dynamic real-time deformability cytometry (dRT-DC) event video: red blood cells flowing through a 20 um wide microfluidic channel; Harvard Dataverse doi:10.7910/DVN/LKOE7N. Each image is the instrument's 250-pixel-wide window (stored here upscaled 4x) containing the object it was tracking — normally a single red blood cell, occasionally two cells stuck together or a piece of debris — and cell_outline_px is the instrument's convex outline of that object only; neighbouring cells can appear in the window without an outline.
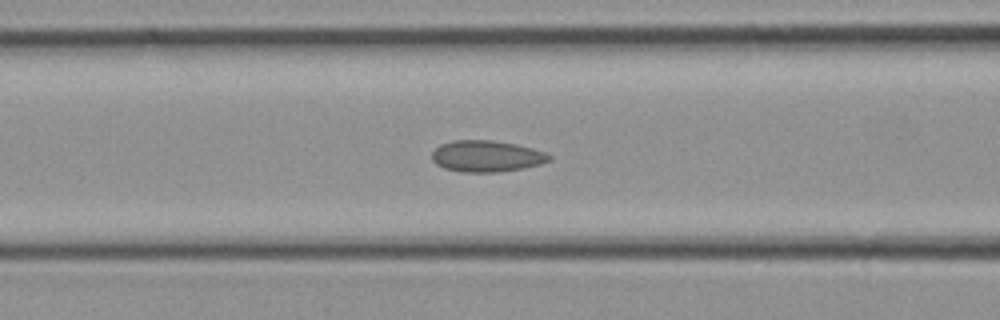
{"species": "common noctule bat (a hibernating species)", "species_latin": "Nyctalus noctula", "temperature_condition": "cold", "stored_images_in_passage": 32, "camera_frame_rate_fps": 3000, "um_per_image_px": 0.085, "animal": {"sex": "female", "body_mass_g": 21.9}, "frame": {"image": 1, "passage_image": 13, "time_ms": 4.0, "image_size_px": [1000, 320], "cell_outline_px": [[552, 160], [540, 164], [524, 168], [496, 172], [460, 172], [444, 168], [436, 164], [432, 160], [432, 152], [440, 144], [452, 140], [492, 140], [516, 144], [532, 148], [544, 152], [552, 156]], "centroid_in_image_um": [41.35, 13.27], "position_along_channel_um": 125.3, "area_um2": 21.56}}
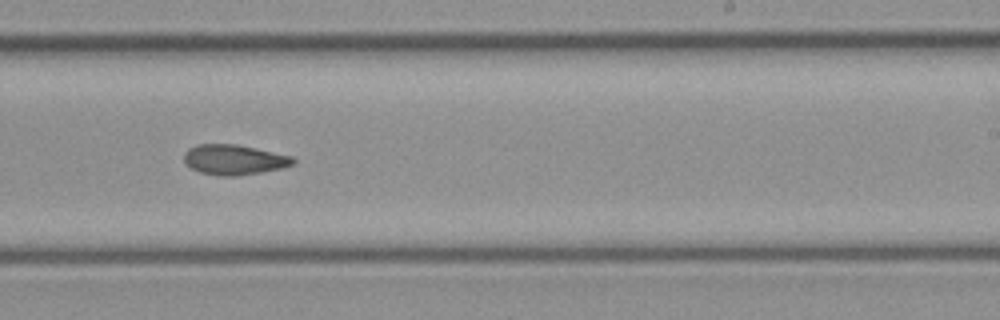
{"frame": {"image": 2, "passage_image": 20, "time_ms": 6.333, "image_size_px": [1000, 320], "cell_outline_px": [[296, 160], [292, 164], [280, 168], [260, 172], [236, 176], [224, 176], [200, 172], [192, 168], [184, 160], [184, 152], [188, 148], [196, 144], [236, 144], [256, 148], [292, 156]], "centroid_in_image_um": [19.88, 13.56], "position_along_channel_um": 269.1, "area_um2": 18.96}}
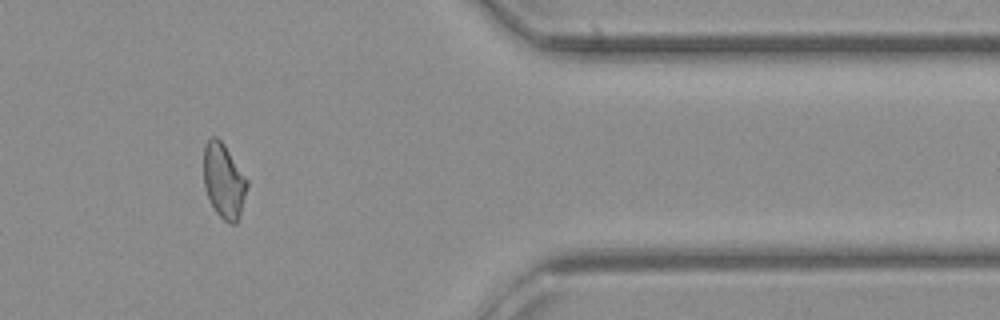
{"frame": {"image": 3, "passage_image": 27, "time_ms": 8.667, "image_size_px": [1000, 320], "cell_outline_px": [[248, 184], [240, 212], [236, 224], [228, 224], [216, 212], [204, 188], [204, 144], [212, 136], [216, 136], [224, 144], [248, 180]], "centroid_in_image_um": [19.01, 15.36], "position_along_channel_um": 392.4, "area_um2": 18.73}}